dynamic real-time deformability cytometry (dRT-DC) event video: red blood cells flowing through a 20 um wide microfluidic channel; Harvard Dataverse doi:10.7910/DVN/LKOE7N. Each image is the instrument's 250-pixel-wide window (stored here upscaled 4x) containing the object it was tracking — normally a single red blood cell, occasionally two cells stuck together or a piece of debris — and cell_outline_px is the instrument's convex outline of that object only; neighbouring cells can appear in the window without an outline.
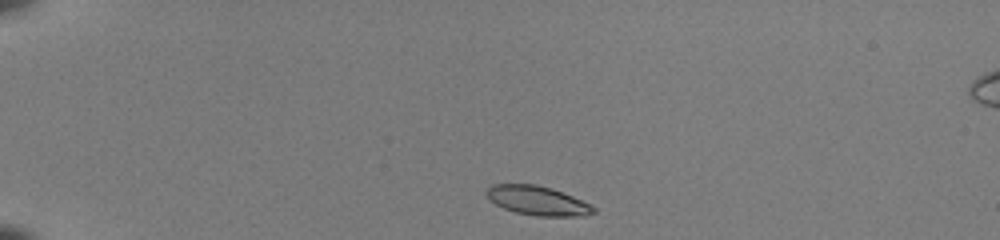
{"species": "common noctule bat (a hibernating species)", "species_latin": "Nyctalus noctula", "temperature_condition": "room temperature", "stored_images_in_passage": 41, "camera_frame_rate_fps": 3000, "um_per_image_px": 0.085, "animal": {"sex": "female", "body_mass_g": 22.0, "forearm_length_mm": 56.7}, "frame": {"image": 1, "passage_image": 2, "time_ms": 0.333, "image_size_px": [1000, 240], "cell_outline_px": [[596, 212], [584, 216], [536, 216], [516, 212], [504, 208], [496, 204], [484, 192], [492, 184], [536, 184], [552, 188], [592, 204], [596, 208]], "centroid_in_image_um": [45.73, 17.05], "position_along_channel_um": 39.3, "area_um2": 18.21}}
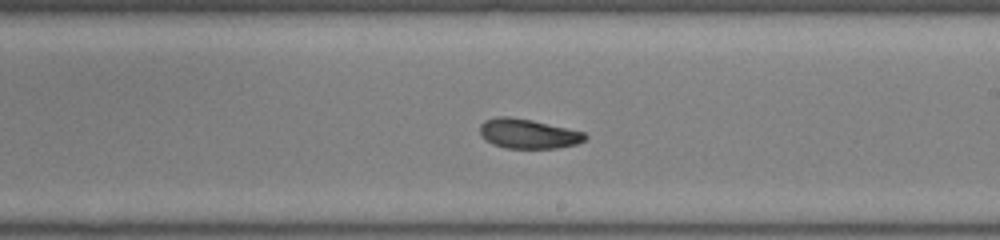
{"frame": {"image": 2, "passage_image": 22, "time_ms": 7.0, "image_size_px": [1000, 240], "cell_outline_px": [[588, 136], [584, 140], [576, 144], [556, 148], [508, 148], [492, 144], [480, 132], [480, 124], [484, 120], [496, 116], [508, 116], [532, 120], [584, 132]], "centroid_in_image_um": [44.89, 11.35], "position_along_channel_um": 244.1, "area_um2": 17.98}}
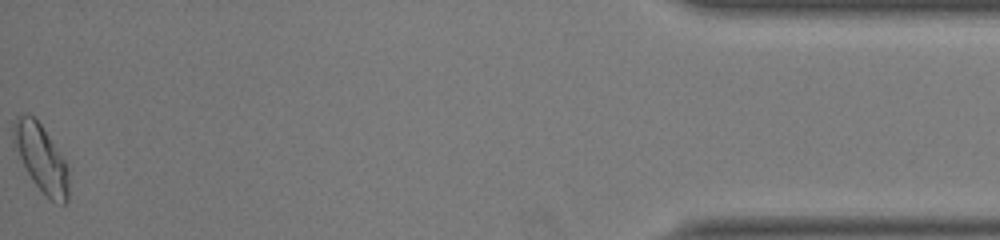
{"frame": {"image": 3, "passage_image": 41, "time_ms": 13.333, "image_size_px": [1000, 240], "cell_outline_px": [[68, 200], [64, 204], [60, 204], [44, 196], [32, 180], [12, 144], [12, 128], [16, 116], [28, 112], [40, 124], [64, 160], [68, 168]], "centroid_in_image_um": [3.46, 13.45], "position_along_channel_um": 431.7, "area_um2": 21.56}, "authors_computed_cell_mechanics": {"area_um2": 18.496, "velocity_mm_per_s": 4.0746, "shape_relaxation_time_tau1_ms": 5.06, "shape_relaxation_time_tau2_ms": 1.541, "deformation_change_tau1": 0.1674, "deformation_change_tau2": 0.0609}}